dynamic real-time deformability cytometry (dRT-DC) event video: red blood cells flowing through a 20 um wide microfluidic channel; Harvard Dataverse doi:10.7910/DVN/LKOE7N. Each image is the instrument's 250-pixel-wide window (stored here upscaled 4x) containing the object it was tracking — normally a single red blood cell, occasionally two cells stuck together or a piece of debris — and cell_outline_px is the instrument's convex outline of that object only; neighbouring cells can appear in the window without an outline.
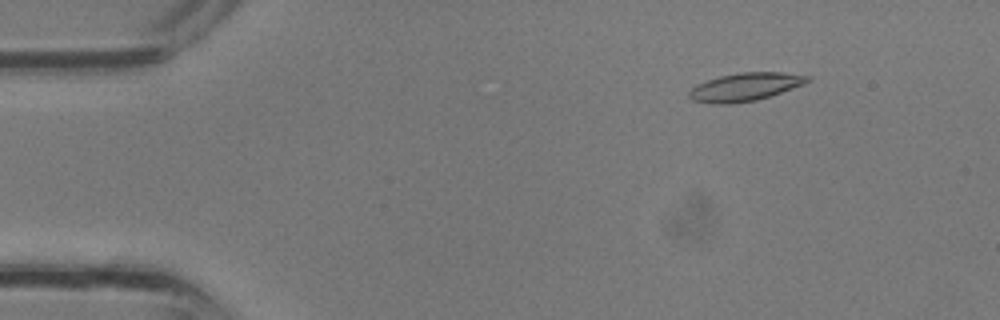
{"species": "common noctule bat (a hibernating species)", "species_latin": "Nyctalus noctula", "temperature_condition": "room temperature", "stored_images_in_passage": 13, "camera_frame_rate_fps": 3000, "um_per_image_px": 0.085, "animal": {"sex": "male", "body_mass_g": 13.3}, "frame": {"image": 1, "passage_image": 5, "time_ms": 1.333, "image_size_px": [1000, 320], "cell_outline_px": [[812, 80], [804, 84], [756, 100], [736, 104], [712, 104], [692, 100], [688, 96], [688, 92], [696, 84], [720, 76], [740, 72], [784, 72], [812, 76]], "centroid_in_image_um": [63.34, 7.39], "position_along_channel_um": 21.7, "area_um2": 19.48}}
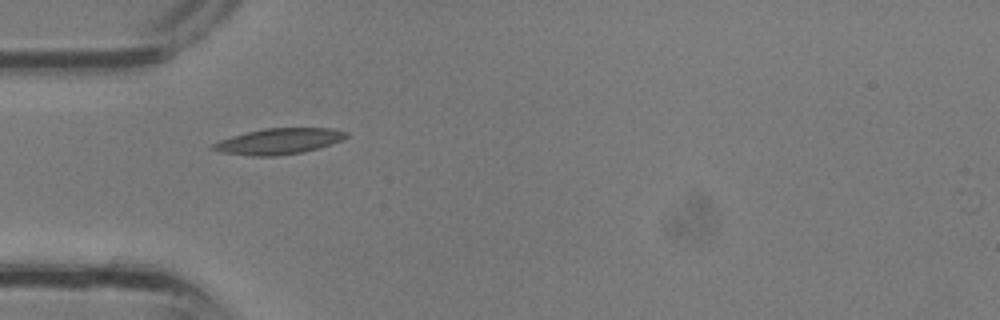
{"frame": {"image": 2, "passage_image": 11, "time_ms": 3.333, "image_size_px": [1000, 320], "cell_outline_px": [[348, 136], [340, 140], [304, 152], [276, 156], [252, 156], [220, 152], [208, 148], [212, 144], [220, 140], [232, 136], [264, 128], [332, 128], [348, 132]], "centroid_in_image_um": [23.65, 12.01], "position_along_channel_um": 61.3, "area_um2": 19.94}}
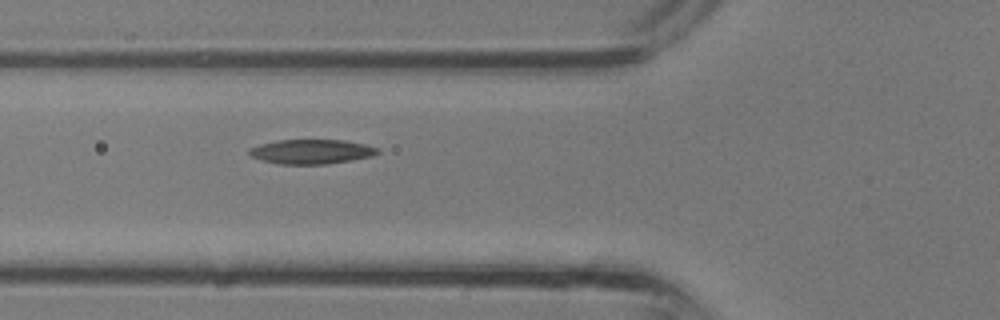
{"frame": {"image": 3, "passage_image": 13, "time_ms": 4.0, "image_size_px": [1000, 320], "cell_outline_px": [[380, 152], [372, 156], [328, 164], [280, 164], [264, 160], [252, 156], [248, 152], [248, 148], [260, 144], [276, 140], [344, 140], [364, 144], [380, 148]], "centroid_in_image_um": [26.49, 12.88], "position_along_channel_um": 99.3, "area_um2": 18.26}}